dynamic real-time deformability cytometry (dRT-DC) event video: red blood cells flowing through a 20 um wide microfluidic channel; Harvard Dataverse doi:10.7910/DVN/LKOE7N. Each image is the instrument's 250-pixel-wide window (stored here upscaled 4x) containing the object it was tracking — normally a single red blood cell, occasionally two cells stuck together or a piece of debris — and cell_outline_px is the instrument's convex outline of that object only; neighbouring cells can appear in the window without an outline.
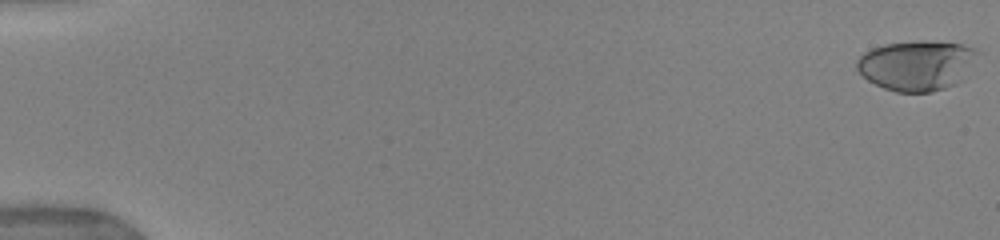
{"species": "human", "species_latin": "Homo sapiens", "temperature_condition": "warm", "stored_images_in_passage": 9, "camera_frame_rate_fps": 3000, "um_per_image_px": 0.085, "donor": {"sex": "female"}, "frame": {"image": 1, "passage_image": 1, "time_ms": 0.0, "image_size_px": [1000, 240], "cell_outline_px": [[980, 52], [956, 84], [932, 92], [896, 92], [884, 88], [868, 80], [856, 68], [856, 60], [864, 52], [872, 48], [884, 44], [916, 40], [924, 40], [960, 44], [976, 48]], "centroid_in_image_um": [77.89, 5.54], "position_along_channel_um": 7.1, "area_um2": 35.08}}
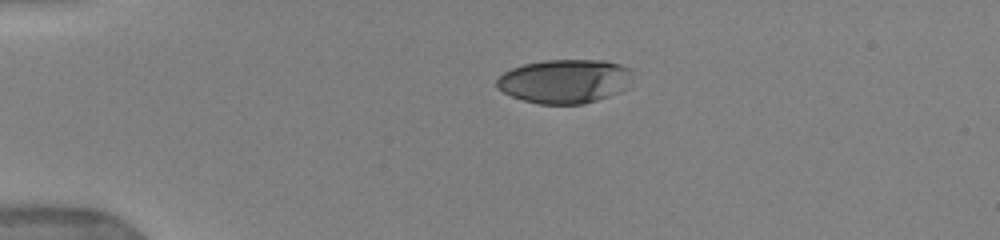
{"frame": {"image": 2, "passage_image": 5, "time_ms": 4.0, "image_size_px": [1000, 240], "cell_outline_px": [[632, 68], [616, 92], [608, 96], [584, 104], [540, 104], [524, 100], [512, 96], [504, 92], [496, 84], [496, 80], [504, 72], [512, 68], [524, 64], [544, 60], [604, 60], [620, 64]], "centroid_in_image_um": [47.9, 6.89], "position_along_channel_um": 37.1, "area_um2": 33.87}}
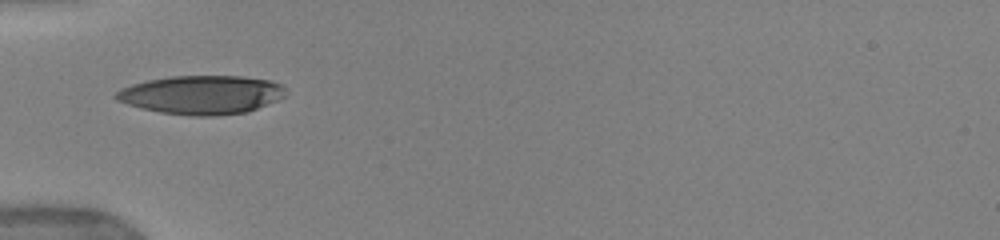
{"frame": {"image": 3, "passage_image": 8, "time_ms": 6.0, "image_size_px": [1000, 240], "cell_outline_px": [[284, 96], [276, 100], [248, 112], [212, 116], [196, 116], [160, 112], [140, 108], [116, 100], [112, 96], [120, 88], [132, 84], [148, 80], [172, 76], [244, 76], [272, 80], [284, 84]], "centroid_in_image_um": [17.13, 8.05], "position_along_channel_um": 67.9, "area_um2": 38.38}}